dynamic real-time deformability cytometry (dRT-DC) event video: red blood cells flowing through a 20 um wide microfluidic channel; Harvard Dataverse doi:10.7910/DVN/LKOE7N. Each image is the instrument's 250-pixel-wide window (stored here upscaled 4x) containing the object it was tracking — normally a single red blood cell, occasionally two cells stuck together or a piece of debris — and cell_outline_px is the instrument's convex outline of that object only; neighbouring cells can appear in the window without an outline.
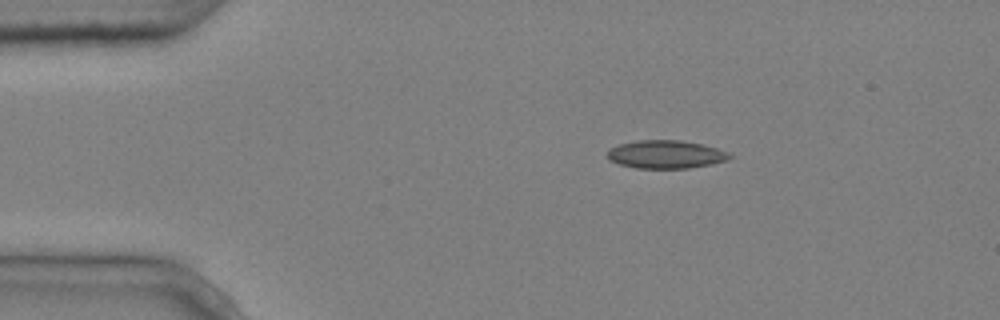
{"species": "common noctule bat (a hibernating species)", "species_latin": "Nyctalus noctula", "temperature_condition": "cold", "stored_images_in_passage": 3, "camera_frame_rate_fps": 3000, "um_per_image_px": 0.085, "animal": {"sex": "male", "body_mass_g": 20.4}, "frame": {"image": 1, "passage_image": 1, "time_ms": 0.0, "image_size_px": [1000, 320], "cell_outline_px": [[732, 156], [728, 160], [688, 168], [636, 168], [620, 164], [608, 160], [608, 148], [620, 144], [636, 140], [680, 140], [700, 144], [716, 148], [728, 152]], "centroid_in_image_um": [56.55, 13.12], "position_along_channel_um": 28.4, "area_um2": 19.88}}
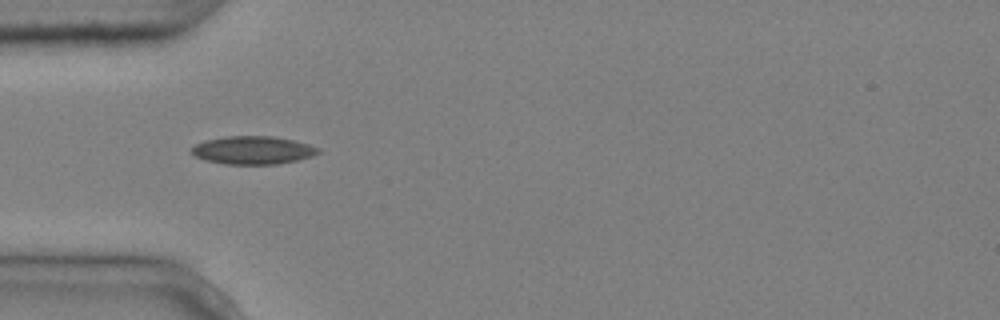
{"frame": {"image": 2, "passage_image": 3, "time_ms": 0.667, "image_size_px": [1000, 320], "cell_outline_px": [[320, 152], [312, 156], [296, 160], [276, 164], [224, 164], [204, 160], [196, 156], [192, 152], [192, 148], [196, 144], [204, 140], [224, 136], [272, 136], [292, 140], [308, 144], [320, 148]], "centroid_in_image_um": [21.48, 12.76], "position_along_channel_um": 63.5, "area_um2": 20.63}}